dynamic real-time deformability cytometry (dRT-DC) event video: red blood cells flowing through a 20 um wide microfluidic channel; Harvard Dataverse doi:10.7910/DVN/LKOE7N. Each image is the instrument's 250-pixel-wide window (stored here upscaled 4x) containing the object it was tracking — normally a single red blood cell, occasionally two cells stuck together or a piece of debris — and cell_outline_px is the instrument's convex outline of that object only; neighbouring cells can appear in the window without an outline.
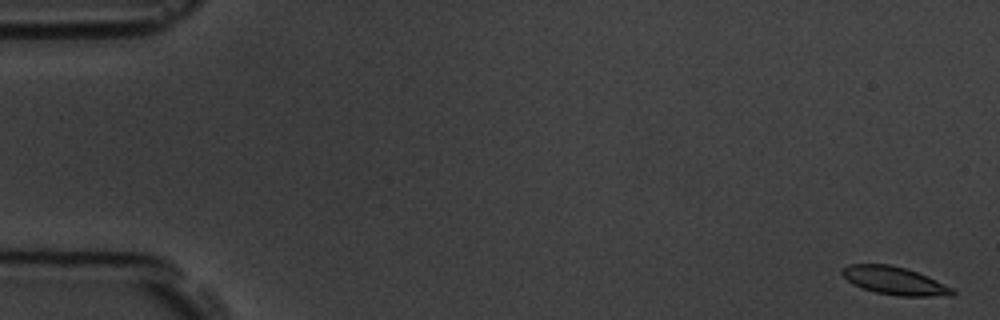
{"species": "common noctule bat (a hibernating species)", "species_latin": "Nyctalus noctula", "temperature_condition": "room temperature", "stored_images_in_passage": 58, "camera_frame_rate_fps": 3000, "um_per_image_px": 0.085, "animal": {"sex": "male", "body_mass_g": 19.5, "forearm_length_mm": 54.6}, "frame": {"image": 1, "passage_image": 1, "time_ms": 0.0, "image_size_px": [1000, 320], "cell_outline_px": [[956, 292], [952, 296], [900, 296], [876, 292], [852, 284], [840, 272], [848, 264], [888, 264], [904, 268], [916, 272], [936, 280], [952, 288]], "centroid_in_image_um": [76.04, 23.86], "position_along_channel_um": 9.0, "area_um2": 17.69}}
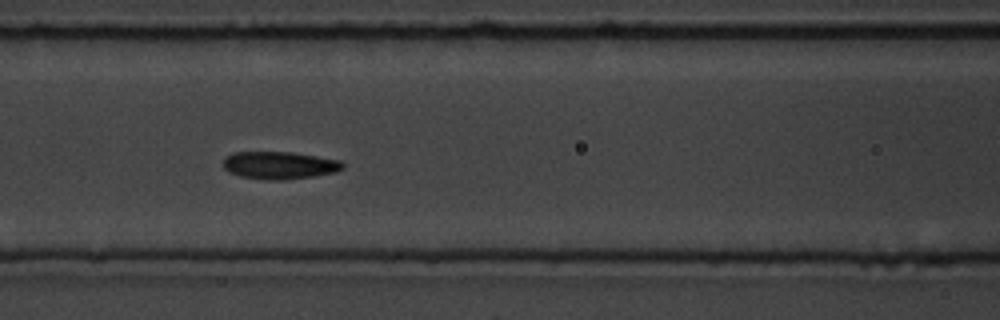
{"frame": {"image": 2, "passage_image": 25, "time_ms": 8.0, "image_size_px": [1000, 320], "cell_outline_px": [[344, 168], [336, 172], [312, 176], [284, 180], [268, 180], [240, 176], [228, 172], [224, 168], [224, 156], [232, 152], [292, 152], [340, 160], [344, 164]], "centroid_in_image_um": [23.74, 14.04], "position_along_channel_um": 142.9, "area_um2": 19.25}}
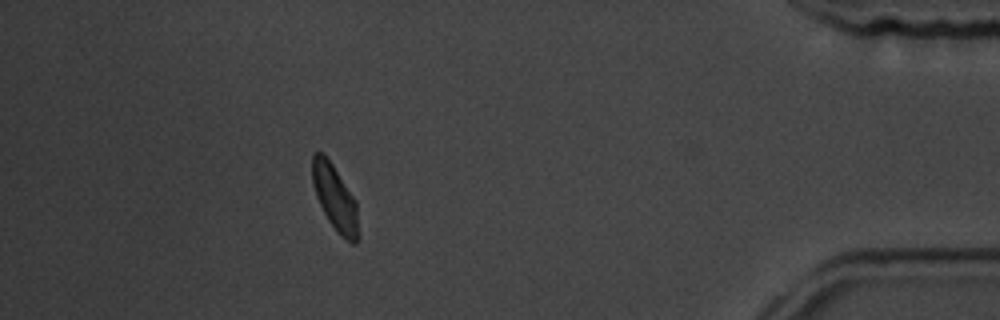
{"frame": {"image": 3, "passage_image": 52, "time_ms": 17.0, "image_size_px": [1000, 320], "cell_outline_px": [[356, 244], [352, 244], [340, 236], [336, 232], [328, 220], [316, 196], [312, 184], [312, 152], [324, 152], [356, 200]], "centroid_in_image_um": [28.42, 16.76], "position_along_channel_um": 406.8, "area_um2": 17.34}, "authors_computed_cell_mechanics": {"area_um2": 18.5249, "velocity_mm_per_s": 3.504, "shape_relaxation_time_tau1_ms": 2.9348, "shape_relaxation_time_tau2_ms": 2.7177, "deformation_change_tau1": 0.102, "deformation_change_tau2": 0.0845}}